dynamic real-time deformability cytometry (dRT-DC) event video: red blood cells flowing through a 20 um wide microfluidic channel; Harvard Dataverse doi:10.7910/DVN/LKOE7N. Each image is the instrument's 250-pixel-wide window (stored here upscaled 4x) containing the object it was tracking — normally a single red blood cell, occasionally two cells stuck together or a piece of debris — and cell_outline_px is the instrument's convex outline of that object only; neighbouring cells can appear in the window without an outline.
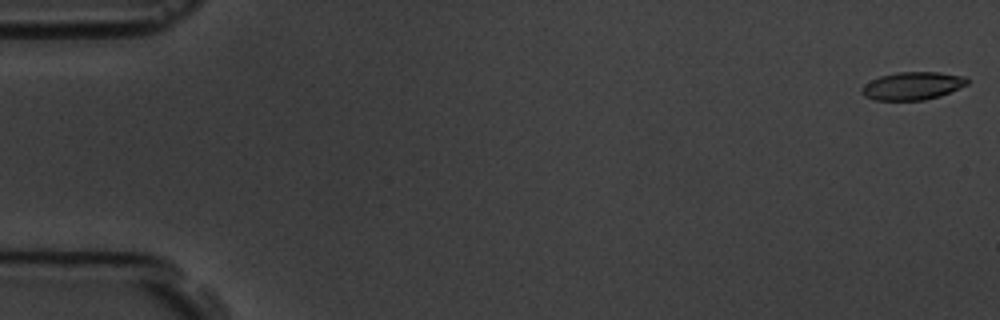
{"species": "common noctule bat (a hibernating species)", "species_latin": "Nyctalus noctula", "temperature_condition": "room temperature", "stored_images_in_passage": 9, "camera_frame_rate_fps": 3000, "um_per_image_px": 0.085, "animal": {"sex": "male", "body_mass_g": 19.5, "forearm_length_mm": 54.6}, "frame": {"image": 1, "passage_image": 1, "time_ms": 0.0, "image_size_px": [1000, 320], "cell_outline_px": [[968, 84], [940, 96], [924, 100], [876, 100], [864, 96], [860, 92], [860, 88], [864, 84], [880, 76], [896, 72], [940, 72], [964, 76], [968, 80]], "centroid_in_image_um": [77.54, 7.29], "position_along_channel_um": 7.5, "area_um2": 17.17}}
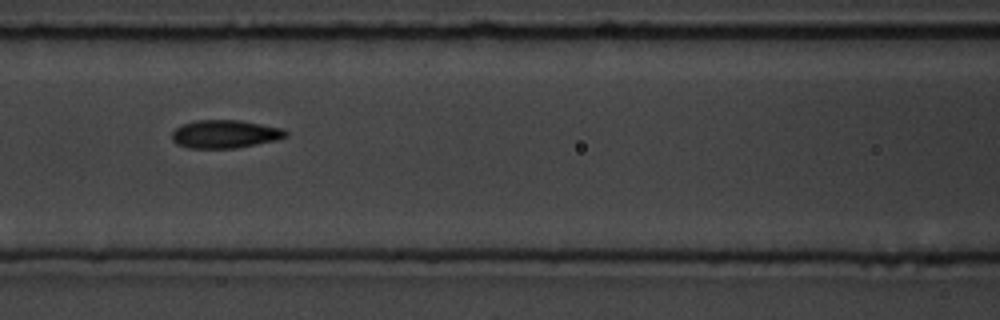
{"frame": {"image": 2, "passage_image": 8, "time_ms": 8.0, "image_size_px": [1000, 320], "cell_outline_px": [[288, 136], [276, 140], [236, 148], [188, 148], [176, 144], [172, 140], [172, 132], [180, 124], [196, 120], [240, 120], [284, 128], [288, 132]], "centroid_in_image_um": [19.12, 11.39], "position_along_channel_um": 147.5, "area_um2": 18.84}}
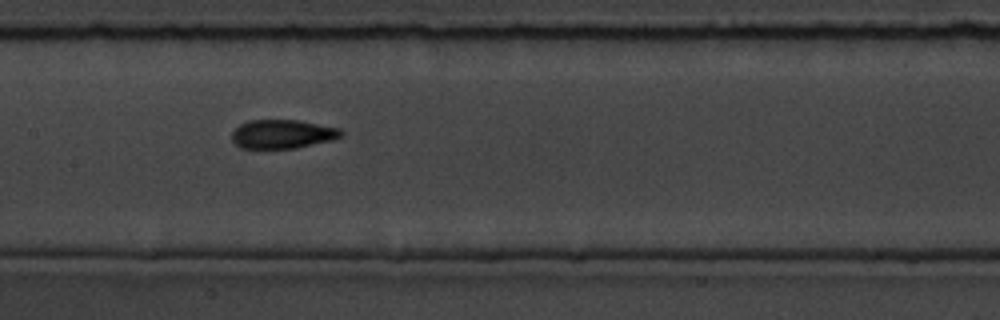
{"frame": {"image": 3, "passage_image": 9, "time_ms": 9.0, "image_size_px": [1000, 320], "cell_outline_px": [[344, 132], [340, 136], [332, 140], [296, 148], [240, 148], [232, 140], [232, 132], [240, 124], [248, 120], [300, 120], [340, 128]], "centroid_in_image_um": [24.01, 11.39], "position_along_channel_um": 183.4, "area_um2": 18.38}}